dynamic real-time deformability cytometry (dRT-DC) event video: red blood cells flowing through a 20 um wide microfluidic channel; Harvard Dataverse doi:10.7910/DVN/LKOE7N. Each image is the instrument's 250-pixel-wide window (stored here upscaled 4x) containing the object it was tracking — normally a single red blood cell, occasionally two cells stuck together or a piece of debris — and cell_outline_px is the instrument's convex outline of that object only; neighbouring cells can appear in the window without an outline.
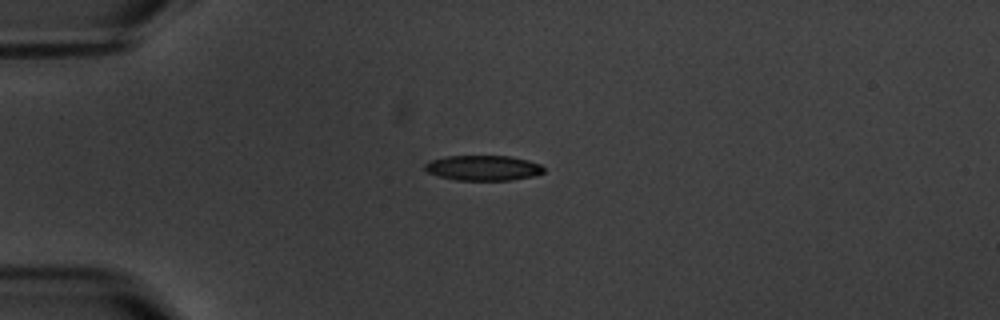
{"species": "common noctule bat (a hibernating species)", "species_latin": "Nyctalus noctula", "temperature_condition": "warm", "stored_images_in_passage": 2, "camera_frame_rate_fps": 3000, "um_per_image_px": 0.085, "animal": {"sex": "male", "body_mass_g": 20.1, "forearm_length_mm": 53.5}, "frame": {"image": 1, "passage_image": 1, "time_ms": 0.0, "image_size_px": [1000, 320], "cell_outline_px": [[544, 172], [536, 176], [508, 180], [456, 180], [440, 176], [428, 172], [424, 168], [424, 164], [432, 160], [448, 156], [512, 156], [528, 160], [540, 164], [544, 168]], "centroid_in_image_um": [41.11, 14.27], "position_along_channel_um": 43.9, "area_um2": 17.4}}